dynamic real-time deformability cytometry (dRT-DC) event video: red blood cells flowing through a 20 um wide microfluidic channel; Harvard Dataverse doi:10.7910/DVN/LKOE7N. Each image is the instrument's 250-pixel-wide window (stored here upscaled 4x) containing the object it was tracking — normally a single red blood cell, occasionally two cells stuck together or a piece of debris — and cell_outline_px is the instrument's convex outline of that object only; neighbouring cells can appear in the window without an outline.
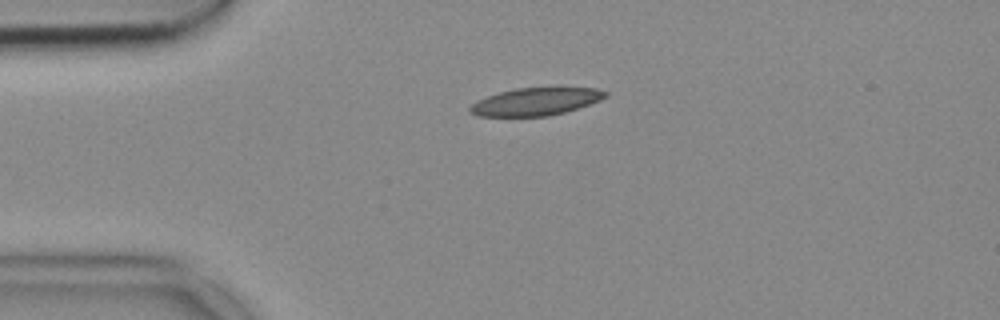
{"species": "common noctule bat (a hibernating species)", "species_latin": "Nyctalus noctula", "temperature_condition": "cold", "stored_images_in_passage": 42, "camera_frame_rate_fps": 3000, "um_per_image_px": 0.085, "animal": {"sex": "female", "body_mass_g": 18.4}, "frame": {"image": 1, "passage_image": 1, "time_ms": 0.0, "image_size_px": [1000, 320], "cell_outline_px": [[608, 96], [600, 100], [564, 112], [548, 116], [476, 116], [468, 112], [468, 108], [476, 100], [500, 92], [516, 88], [560, 84], [596, 88], [608, 92]], "centroid_in_image_um": [45.59, 8.58], "position_along_channel_um": 39.4, "area_um2": 22.77}}
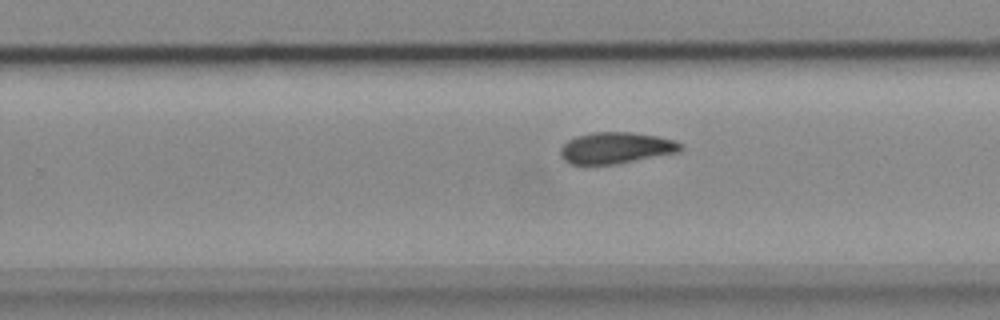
{"frame": {"image": 2, "passage_image": 22, "time_ms": 7.0, "image_size_px": [1000, 320], "cell_outline_px": [[684, 148], [680, 152], [620, 164], [584, 168], [568, 164], [560, 156], [560, 148], [568, 140], [576, 136], [592, 132], [632, 132], [656, 136], [676, 140], [684, 144]], "centroid_in_image_um": [52.33, 12.63], "position_along_channel_um": 277.5, "area_um2": 23.12}}
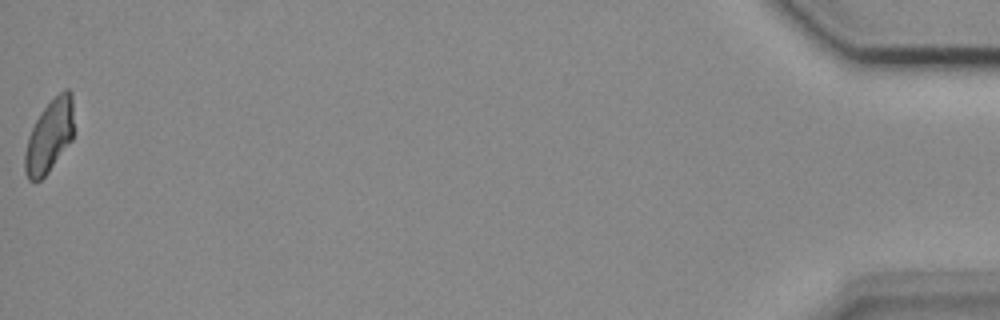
{"frame": {"image": 3, "passage_image": 42, "time_ms": 13.667, "image_size_px": [1000, 320], "cell_outline_px": [[72, 140], [48, 172], [40, 180], [28, 180], [24, 172], [24, 152], [28, 136], [40, 112], [64, 88], [68, 88], [72, 92]], "centroid_in_image_um": [4.17, 11.58], "position_along_channel_um": 431.0, "area_um2": 20.52}}